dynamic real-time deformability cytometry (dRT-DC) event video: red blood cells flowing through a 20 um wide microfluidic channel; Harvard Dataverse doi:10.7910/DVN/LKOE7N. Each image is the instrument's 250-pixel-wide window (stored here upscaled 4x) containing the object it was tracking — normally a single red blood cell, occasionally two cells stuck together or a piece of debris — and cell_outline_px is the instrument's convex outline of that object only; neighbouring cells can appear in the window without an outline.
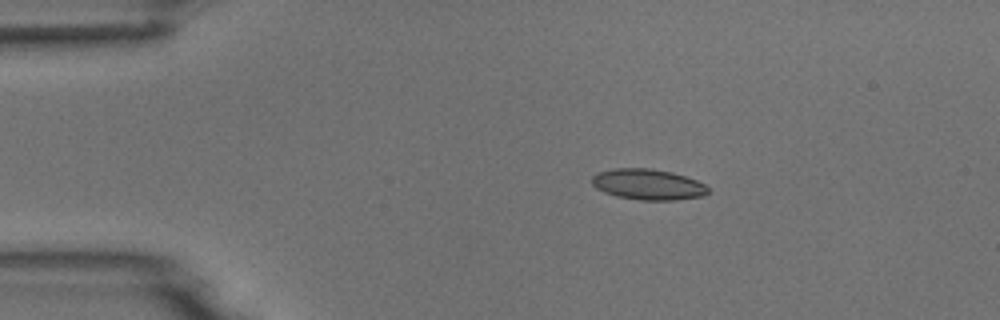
{"species": "common noctule bat (a hibernating species)", "species_latin": "Nyctalus noctula", "temperature_condition": "room temperature", "stored_images_in_passage": 9, "camera_frame_rate_fps": 3000, "um_per_image_px": 0.085, "animal": {"sex": "male", "body_mass_g": 18.8}, "frame": {"image": 1, "passage_image": 3, "time_ms": 2.667, "image_size_px": [1000, 320], "cell_outline_px": [[708, 192], [704, 196], [676, 200], [640, 200], [616, 196], [604, 192], [596, 188], [592, 184], [592, 176], [600, 172], [616, 168], [652, 168], [672, 172], [696, 180], [704, 184], [708, 188]], "centroid_in_image_um": [55.08, 15.68], "position_along_channel_um": 29.9, "area_um2": 20.81}}